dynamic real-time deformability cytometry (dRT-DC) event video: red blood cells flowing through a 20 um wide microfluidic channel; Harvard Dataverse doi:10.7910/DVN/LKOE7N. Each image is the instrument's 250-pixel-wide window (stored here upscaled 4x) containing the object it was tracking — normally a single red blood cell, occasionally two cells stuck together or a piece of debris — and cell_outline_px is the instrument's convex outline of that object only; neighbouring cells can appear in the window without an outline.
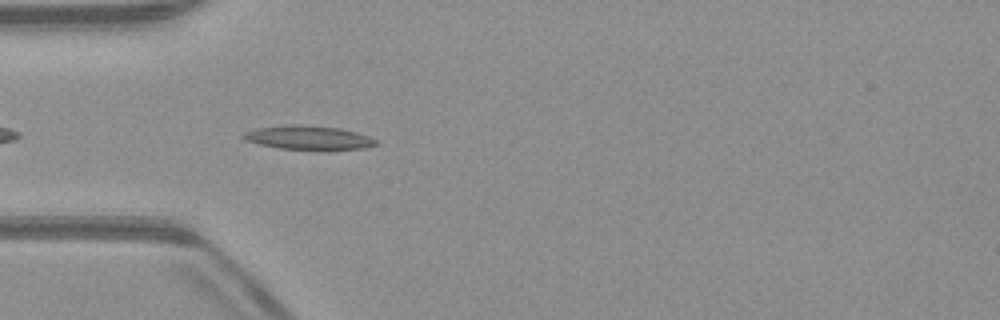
{"species": "common noctule bat (a hibernating species)", "species_latin": "Nyctalus noctula", "temperature_condition": "warm", "stored_images_in_passage": 40, "camera_frame_rate_fps": 3000, "um_per_image_px": 0.085, "animal": {"sex": "male", "body_mass_g": 23.1, "forearm_length_mm": 52.7}, "frame": {"image": 1, "passage_image": 4, "time_ms": 1.0, "image_size_px": [1000, 320], "cell_outline_px": [[376, 144], [364, 148], [280, 148], [260, 144], [248, 140], [240, 136], [244, 132], [256, 128], [288, 124], [300, 124], [340, 128], [356, 132], [368, 136], [376, 140]], "centroid_in_image_um": [26.17, 11.66], "position_along_channel_um": 58.8, "area_um2": 17.8}}
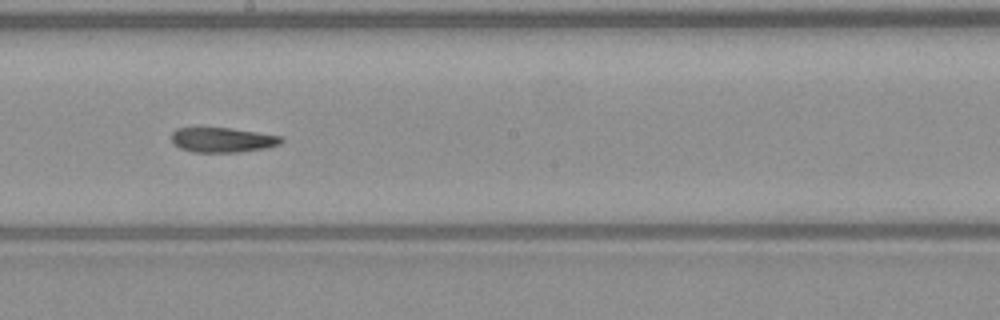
{"frame": {"image": 2, "passage_image": 17, "time_ms": 5.333, "image_size_px": [1000, 320], "cell_outline_px": [[284, 140], [280, 144], [268, 148], [236, 152], [192, 152], [180, 148], [172, 140], [172, 132], [176, 128], [232, 128], [284, 136]], "centroid_in_image_um": [18.97, 11.89], "position_along_channel_um": 229.2, "area_um2": 15.95}}
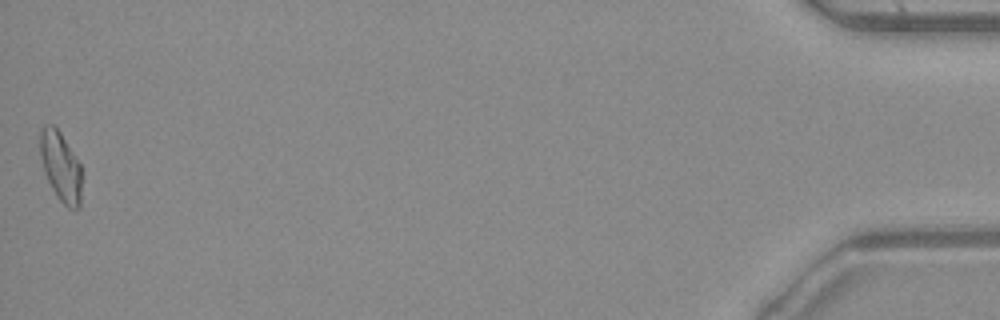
{"frame": {"image": 3, "passage_image": 40, "time_ms": 13.0, "image_size_px": [1000, 320], "cell_outline_px": [[80, 208], [68, 208], [56, 196], [44, 172], [40, 156], [40, 128], [44, 124], [52, 124], [60, 132], [80, 164]], "centroid_in_image_um": [5.13, 14.13], "position_along_channel_um": 430.1, "area_um2": 16.65}, "authors_computed_cell_mechanics": {"area_um2": 16.6464, "velocity_mm_per_s": 3.9818, "shape_relaxation_time_tau1_ms": 9.3309, "shape_relaxation_time_tau2_ms": 8.8555, "deformation_change_tau1": 0.2464, "deformation_change_tau2": 0.192}}